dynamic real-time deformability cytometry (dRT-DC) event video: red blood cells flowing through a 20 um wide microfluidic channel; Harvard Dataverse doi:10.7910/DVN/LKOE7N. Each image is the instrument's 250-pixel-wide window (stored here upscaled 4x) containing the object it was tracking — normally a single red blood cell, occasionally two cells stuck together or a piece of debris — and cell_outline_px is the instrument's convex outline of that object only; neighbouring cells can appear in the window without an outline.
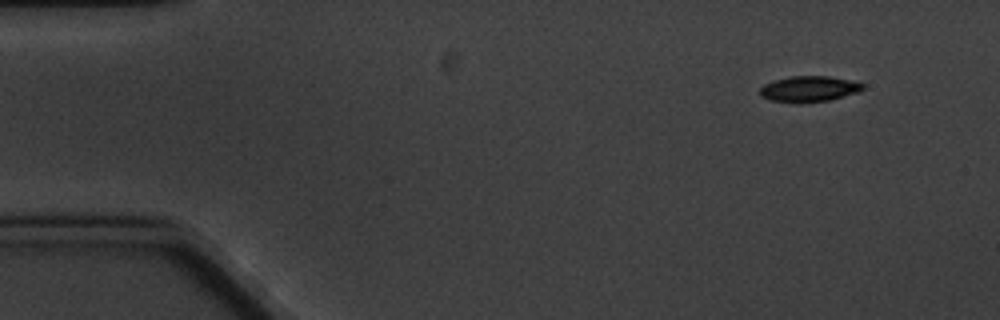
{"species": "common noctule bat (a hibernating species)", "species_latin": "Nyctalus noctula", "temperature_condition": "cold", "stored_images_in_passage": 5, "segment_of_instrument_passage": [1, 2], "camera_frame_rate_fps": 3000, "um_per_image_px": 0.085, "animal": {"sex": "male", "body_mass_g": 20.1, "forearm_length_mm": 53.5}, "frame": {"image": 1, "passage_image": 1, "time_ms": 0.0, "image_size_px": [1000, 320], "cell_outline_px": [[864, 88], [860, 92], [828, 100], [800, 104], [772, 100], [760, 96], [760, 88], [764, 84], [772, 80], [788, 76], [828, 76], [848, 80], [864, 84]], "centroid_in_image_um": [68.74, 7.56], "position_along_channel_um": 16.3, "area_um2": 15.61}}